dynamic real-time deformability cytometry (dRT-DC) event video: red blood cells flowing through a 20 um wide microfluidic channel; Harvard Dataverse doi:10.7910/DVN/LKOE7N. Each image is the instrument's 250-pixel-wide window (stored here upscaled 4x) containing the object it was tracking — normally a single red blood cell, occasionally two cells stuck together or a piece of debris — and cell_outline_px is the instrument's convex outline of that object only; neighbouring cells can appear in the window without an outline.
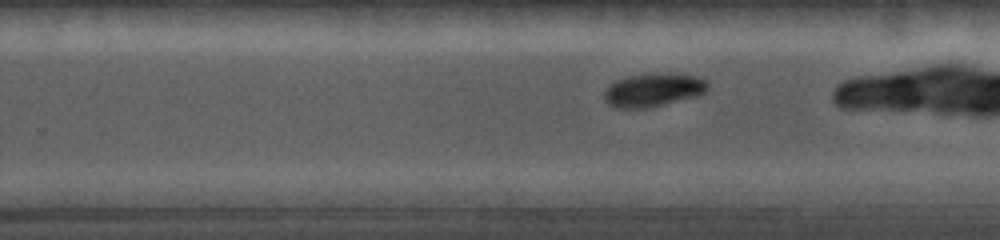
{"species": "common noctule bat (a hibernating species)", "species_latin": "Nyctalus noctula", "temperature_condition": "cold", "stored_images_in_passage": 22, "camera_frame_rate_fps": 5000, "um_per_image_px": 0.085, "animal": {"sex": "female", "body_mass_g": 19.0, "forearm_length_mm": 56.7}, "frame": {"image": 1, "passage_image": 13, "time_ms": 5.0, "image_size_px": [1000, 240], "cell_outline_px": [[708, 88], [700, 96], [648, 108], [612, 108], [604, 100], [604, 92], [608, 84], [616, 80], [628, 76], [696, 76], [704, 80], [708, 84]], "centroid_in_image_um": [55.46, 7.72], "position_along_channel_um": 274.3, "area_um2": 19.48}}